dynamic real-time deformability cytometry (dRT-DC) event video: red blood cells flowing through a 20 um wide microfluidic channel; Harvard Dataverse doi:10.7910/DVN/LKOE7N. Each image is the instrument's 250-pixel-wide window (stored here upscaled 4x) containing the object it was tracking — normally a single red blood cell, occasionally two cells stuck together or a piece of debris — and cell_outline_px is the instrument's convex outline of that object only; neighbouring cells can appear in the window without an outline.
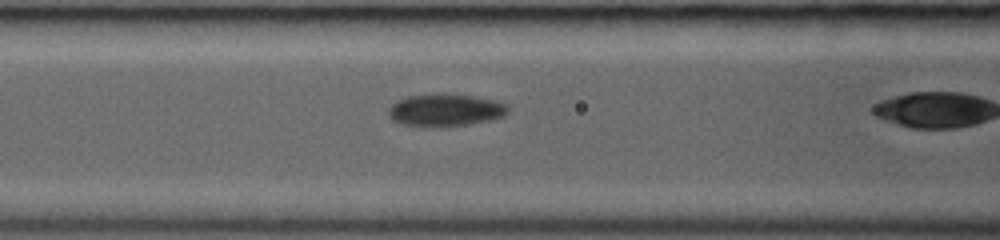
{"species": "common noctule bat (a hibernating species)", "species_latin": "Nyctalus noctula", "temperature_condition": "room temperature", "stored_images_in_passage": 17, "camera_frame_rate_fps": 3000, "um_per_image_px": 0.085, "animal": {"sex": "female", "body_mass_g": 19.0, "forearm_length_mm": 53.3}, "frame": {"image": 1, "passage_image": 16, "time_ms": 5.0, "image_size_px": [1000, 240], "cell_outline_px": [[508, 112], [504, 116], [492, 120], [468, 124], [432, 128], [404, 124], [392, 120], [388, 112], [388, 108], [396, 100], [408, 96], [440, 92], [472, 96], [492, 100], [508, 104]], "centroid_in_image_um": [37.84, 9.35], "position_along_channel_um": 128.8, "area_um2": 22.95}}